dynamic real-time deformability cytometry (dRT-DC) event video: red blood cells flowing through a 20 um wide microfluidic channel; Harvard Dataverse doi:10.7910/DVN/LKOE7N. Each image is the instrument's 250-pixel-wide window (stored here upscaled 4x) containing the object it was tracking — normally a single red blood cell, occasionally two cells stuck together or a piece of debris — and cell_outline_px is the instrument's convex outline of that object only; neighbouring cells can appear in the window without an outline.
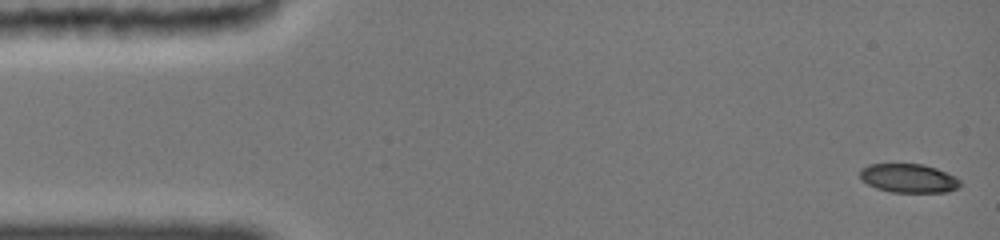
{"species": "common noctule bat (a hibernating species)", "species_latin": "Nyctalus noctula", "temperature_condition": "cold", "stored_images_in_passage": 49, "camera_frame_rate_fps": 3000, "um_per_image_px": 0.085, "animal": {"sex": "female", "body_mass_g": 19.0, "forearm_length_mm": 51.5}, "frame": {"image": 1, "passage_image": 1, "time_ms": 0.0, "image_size_px": [1000, 240], "cell_outline_px": [[960, 188], [948, 192], [892, 192], [876, 188], [860, 180], [860, 168], [868, 164], [924, 164], [936, 168], [956, 176], [960, 180]], "centroid_in_image_um": [77.24, 15.15], "position_along_channel_um": 7.8, "area_um2": 17.05}}
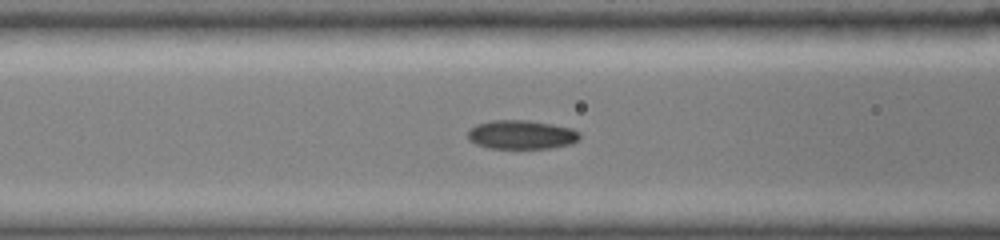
{"frame": {"image": 2, "passage_image": 21, "time_ms": 6.0, "image_size_px": [1000, 240], "cell_outline_px": [[580, 136], [572, 144], [548, 148], [488, 148], [476, 144], [468, 140], [468, 132], [476, 124], [496, 120], [520, 120], [548, 124], [568, 128], [576, 132]], "centroid_in_image_um": [44.25, 11.46], "position_along_channel_um": 122.3, "area_um2": 18.32}}
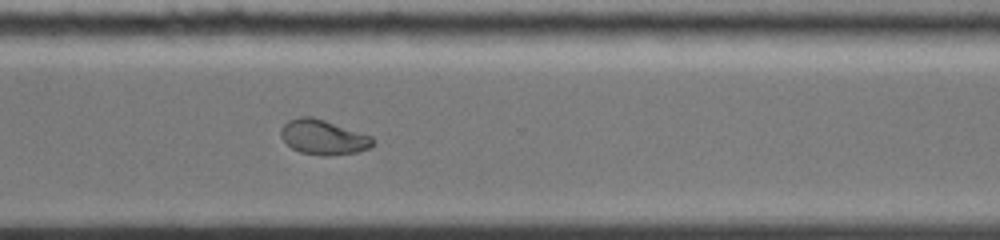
{"frame": {"image": 3, "passage_image": 41, "time_ms": 11.667, "image_size_px": [1000, 240], "cell_outline_px": [[376, 140], [372, 148], [356, 152], [324, 156], [300, 152], [292, 148], [280, 136], [280, 128], [288, 120], [300, 116], [308, 116], [324, 120], [372, 136]], "centroid_in_image_um": [27.49, 11.66], "position_along_channel_um": 343.1, "area_um2": 18.67}, "authors_computed_cell_mechanics": {"area_um2": 18.1492, "velocity_mm_per_s": 3.9005, "shape_relaxation_time_tau1_ms": 10.4542, "shape_relaxation_time_tau2_ms": 1.4342, "deformation_change_tau1": 0.2136, "deformation_change_tau2": 0.0501}}